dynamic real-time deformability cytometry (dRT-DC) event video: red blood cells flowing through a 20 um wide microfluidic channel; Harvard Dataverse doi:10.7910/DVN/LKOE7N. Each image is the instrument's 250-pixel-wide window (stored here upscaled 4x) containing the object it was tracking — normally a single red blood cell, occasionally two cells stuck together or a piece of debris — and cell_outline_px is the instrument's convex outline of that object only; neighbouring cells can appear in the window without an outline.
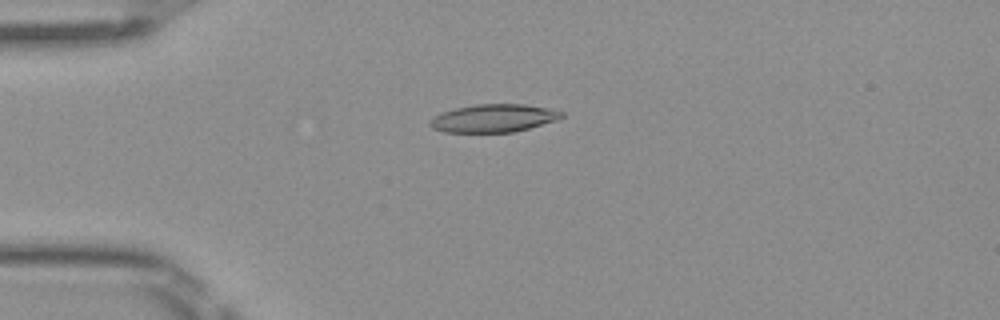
{"species": "Egyptian fruit bat (a non-hibernating species)", "species_latin": "Rousettus aegyptiacus", "temperature_condition": "room temperature", "stored_images_in_passage": 43, "camera_frame_rate_fps": 3000, "um_per_image_px": 0.085, "frame": {"image": 1, "passage_image": 6, "time_ms": 1.667, "image_size_px": [1000, 320], "cell_outline_px": [[564, 116], [556, 120], [528, 128], [512, 132], [444, 132], [432, 128], [428, 124], [432, 116], [440, 112], [456, 108], [476, 104], [524, 104], [564, 112]], "centroid_in_image_um": [41.89, 10.05], "position_along_channel_um": 43.1, "area_um2": 21.33}}
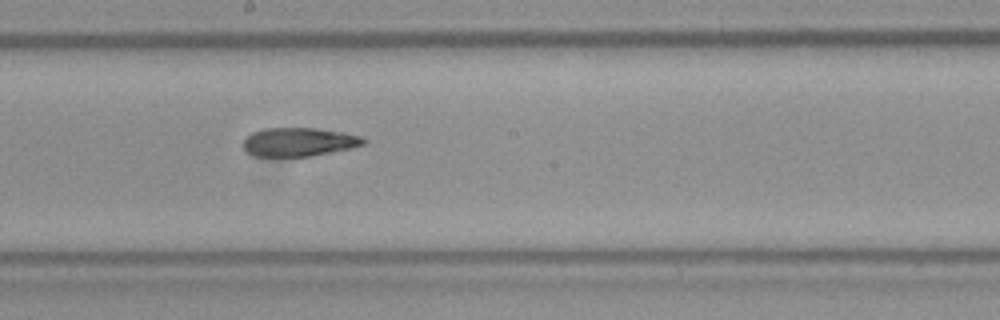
{"frame": {"image": 2, "passage_image": 21, "time_ms": 6.667, "image_size_px": [1000, 320], "cell_outline_px": [[368, 140], [364, 144], [348, 148], [308, 156], [256, 156], [248, 152], [244, 148], [244, 140], [252, 132], [264, 128], [316, 128], [344, 132], [360, 136]], "centroid_in_image_um": [25.4, 12.05], "position_along_channel_um": 222.8, "area_um2": 19.77}}
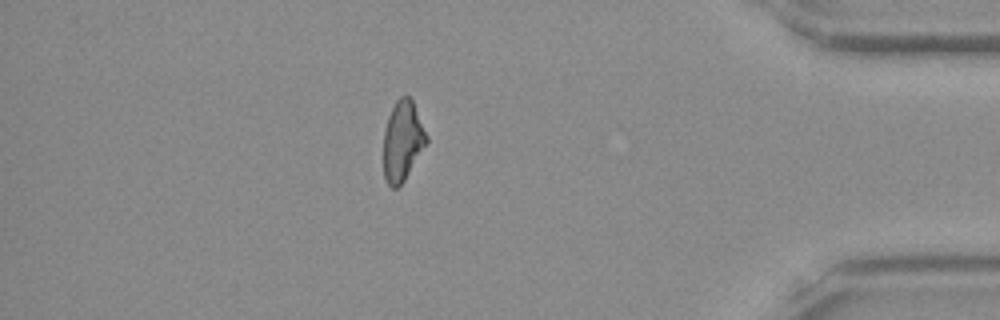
{"frame": {"image": 3, "passage_image": 37, "time_ms": 12.0, "image_size_px": [1000, 320], "cell_outline_px": [[428, 140], [404, 180], [396, 188], [392, 188], [388, 184], [384, 176], [384, 132], [388, 116], [396, 100], [400, 96], [408, 96], [412, 100], [428, 136]], "centroid_in_image_um": [34.21, 11.96], "position_along_channel_um": 401.0, "area_um2": 19.71}, "authors_computed_cell_mechanics": {"area_um2": 20.9236, "velocity_mm_per_s": 4.0661, "shape_relaxation_time_tau1_ms": null, "shape_relaxation_time_tau2_ms": 5.0326, "deformation_change_tau1": null, "deformation_change_tau2": 0.1411}}